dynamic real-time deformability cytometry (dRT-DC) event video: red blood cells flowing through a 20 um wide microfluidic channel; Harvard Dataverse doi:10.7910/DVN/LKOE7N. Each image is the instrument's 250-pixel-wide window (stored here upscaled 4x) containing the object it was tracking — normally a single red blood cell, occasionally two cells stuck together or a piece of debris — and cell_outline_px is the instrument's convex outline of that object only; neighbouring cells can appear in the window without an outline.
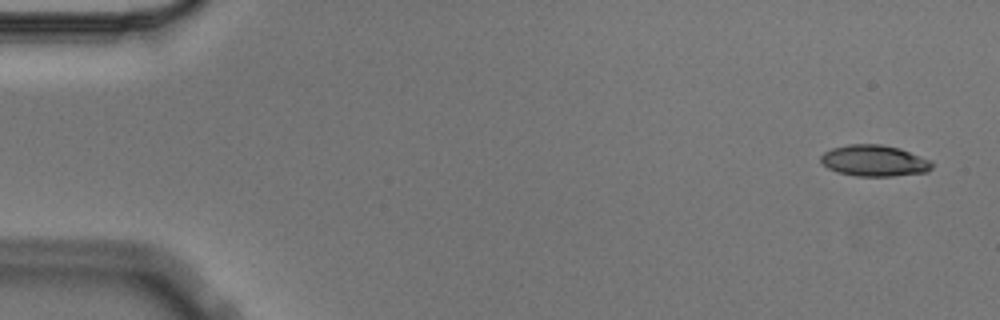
{"species": "Egyptian fruit bat (a non-hibernating species)", "species_latin": "Rousettus aegyptiacus", "temperature_condition": "cold", "stored_images_in_passage": 5, "camera_frame_rate_fps": 3000, "um_per_image_px": 0.085, "animal": {"sex": "male"}, "frame": {"image": 1, "passage_image": 1, "time_ms": 0.0, "image_size_px": [1000, 320], "cell_outline_px": [[932, 168], [928, 172], [892, 176], [856, 176], [836, 172], [828, 168], [820, 160], [820, 156], [824, 152], [832, 148], [848, 144], [880, 144], [900, 148], [932, 160]], "centroid_in_image_um": [74.33, 13.66], "position_along_channel_um": 10.7, "area_um2": 20.4}}
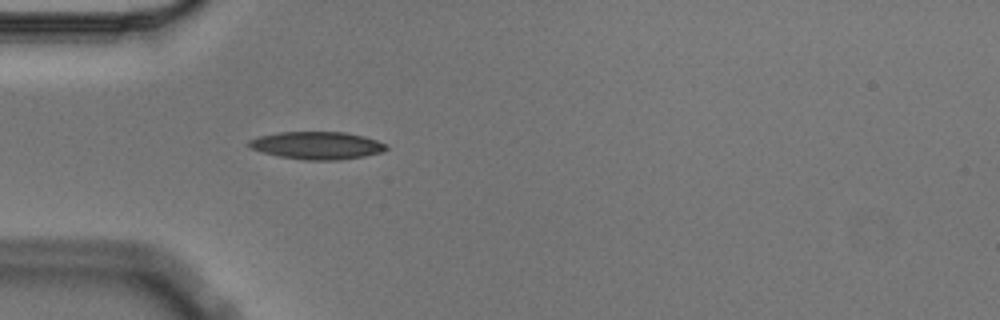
{"frame": {"image": 2, "passage_image": 5, "time_ms": 1.333, "image_size_px": [1000, 320], "cell_outline_px": [[388, 148], [380, 152], [364, 156], [340, 160], [304, 160], [280, 156], [248, 148], [248, 140], [260, 136], [276, 132], [344, 132], [364, 136], [388, 144]], "centroid_in_image_um": [26.94, 12.36], "position_along_channel_um": 58.1, "area_um2": 22.08}}